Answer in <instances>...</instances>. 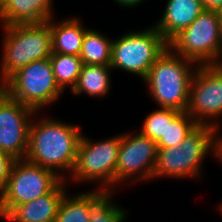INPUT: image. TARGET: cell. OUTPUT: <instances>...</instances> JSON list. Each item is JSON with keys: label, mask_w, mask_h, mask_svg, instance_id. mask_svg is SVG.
Instances as JSON below:
<instances>
[{"label": "cell", "mask_w": 222, "mask_h": 222, "mask_svg": "<svg viewBox=\"0 0 222 222\" xmlns=\"http://www.w3.org/2000/svg\"><path fill=\"white\" fill-rule=\"evenodd\" d=\"M81 130L79 125L64 123L58 119L41 117L36 120L33 117L24 159L53 171L62 180H67L63 174L68 171L70 176L74 170Z\"/></svg>", "instance_id": "cell-1"}, {"label": "cell", "mask_w": 222, "mask_h": 222, "mask_svg": "<svg viewBox=\"0 0 222 222\" xmlns=\"http://www.w3.org/2000/svg\"><path fill=\"white\" fill-rule=\"evenodd\" d=\"M218 133L212 126L198 125L179 146L158 148L153 179L199 178L203 171L201 164L209 153L219 159Z\"/></svg>", "instance_id": "cell-2"}, {"label": "cell", "mask_w": 222, "mask_h": 222, "mask_svg": "<svg viewBox=\"0 0 222 222\" xmlns=\"http://www.w3.org/2000/svg\"><path fill=\"white\" fill-rule=\"evenodd\" d=\"M197 66L192 60L166 48L143 80L159 108L187 110L190 83Z\"/></svg>", "instance_id": "cell-3"}, {"label": "cell", "mask_w": 222, "mask_h": 222, "mask_svg": "<svg viewBox=\"0 0 222 222\" xmlns=\"http://www.w3.org/2000/svg\"><path fill=\"white\" fill-rule=\"evenodd\" d=\"M0 86L18 69L33 61L50 58L51 28L48 22L2 26Z\"/></svg>", "instance_id": "cell-4"}, {"label": "cell", "mask_w": 222, "mask_h": 222, "mask_svg": "<svg viewBox=\"0 0 222 222\" xmlns=\"http://www.w3.org/2000/svg\"><path fill=\"white\" fill-rule=\"evenodd\" d=\"M94 141L82 133L77 146L76 164L69 179L78 183L95 181L99 183V190L114 193L121 134Z\"/></svg>", "instance_id": "cell-5"}, {"label": "cell", "mask_w": 222, "mask_h": 222, "mask_svg": "<svg viewBox=\"0 0 222 222\" xmlns=\"http://www.w3.org/2000/svg\"><path fill=\"white\" fill-rule=\"evenodd\" d=\"M168 42L150 25L142 31H128L112 41L110 67L137 75L144 80Z\"/></svg>", "instance_id": "cell-6"}, {"label": "cell", "mask_w": 222, "mask_h": 222, "mask_svg": "<svg viewBox=\"0 0 222 222\" xmlns=\"http://www.w3.org/2000/svg\"><path fill=\"white\" fill-rule=\"evenodd\" d=\"M0 88L36 112L55 103L63 93L55 81L49 58L33 61L18 69Z\"/></svg>", "instance_id": "cell-7"}, {"label": "cell", "mask_w": 222, "mask_h": 222, "mask_svg": "<svg viewBox=\"0 0 222 222\" xmlns=\"http://www.w3.org/2000/svg\"><path fill=\"white\" fill-rule=\"evenodd\" d=\"M168 47L198 65L222 64L219 11L204 9L168 42Z\"/></svg>", "instance_id": "cell-8"}, {"label": "cell", "mask_w": 222, "mask_h": 222, "mask_svg": "<svg viewBox=\"0 0 222 222\" xmlns=\"http://www.w3.org/2000/svg\"><path fill=\"white\" fill-rule=\"evenodd\" d=\"M62 179L53 171L25 159L15 160L0 194V218L14 207L48 194Z\"/></svg>", "instance_id": "cell-9"}, {"label": "cell", "mask_w": 222, "mask_h": 222, "mask_svg": "<svg viewBox=\"0 0 222 222\" xmlns=\"http://www.w3.org/2000/svg\"><path fill=\"white\" fill-rule=\"evenodd\" d=\"M186 112L198 125L219 131L222 116V64L198 65L191 83Z\"/></svg>", "instance_id": "cell-10"}, {"label": "cell", "mask_w": 222, "mask_h": 222, "mask_svg": "<svg viewBox=\"0 0 222 222\" xmlns=\"http://www.w3.org/2000/svg\"><path fill=\"white\" fill-rule=\"evenodd\" d=\"M157 152L156 141L140 132L122 133L116 167V187L126 180L133 181L131 184L153 180Z\"/></svg>", "instance_id": "cell-11"}, {"label": "cell", "mask_w": 222, "mask_h": 222, "mask_svg": "<svg viewBox=\"0 0 222 222\" xmlns=\"http://www.w3.org/2000/svg\"><path fill=\"white\" fill-rule=\"evenodd\" d=\"M37 113L0 88V149L15 160L26 156L30 124Z\"/></svg>", "instance_id": "cell-12"}, {"label": "cell", "mask_w": 222, "mask_h": 222, "mask_svg": "<svg viewBox=\"0 0 222 222\" xmlns=\"http://www.w3.org/2000/svg\"><path fill=\"white\" fill-rule=\"evenodd\" d=\"M61 180L48 194L14 207L3 219L8 222H55L62 198L67 193Z\"/></svg>", "instance_id": "cell-13"}, {"label": "cell", "mask_w": 222, "mask_h": 222, "mask_svg": "<svg viewBox=\"0 0 222 222\" xmlns=\"http://www.w3.org/2000/svg\"><path fill=\"white\" fill-rule=\"evenodd\" d=\"M53 0H4L0 9L1 26L41 24L55 18Z\"/></svg>", "instance_id": "cell-14"}, {"label": "cell", "mask_w": 222, "mask_h": 222, "mask_svg": "<svg viewBox=\"0 0 222 222\" xmlns=\"http://www.w3.org/2000/svg\"><path fill=\"white\" fill-rule=\"evenodd\" d=\"M203 10L201 0H167L164 13L154 27L169 42L190 26Z\"/></svg>", "instance_id": "cell-15"}, {"label": "cell", "mask_w": 222, "mask_h": 222, "mask_svg": "<svg viewBox=\"0 0 222 222\" xmlns=\"http://www.w3.org/2000/svg\"><path fill=\"white\" fill-rule=\"evenodd\" d=\"M52 51L64 55L80 56L86 28L80 18L68 17L60 22L51 18Z\"/></svg>", "instance_id": "cell-16"}, {"label": "cell", "mask_w": 222, "mask_h": 222, "mask_svg": "<svg viewBox=\"0 0 222 222\" xmlns=\"http://www.w3.org/2000/svg\"><path fill=\"white\" fill-rule=\"evenodd\" d=\"M108 192L99 189L68 196L66 193L61 200L55 222H90L93 207Z\"/></svg>", "instance_id": "cell-17"}, {"label": "cell", "mask_w": 222, "mask_h": 222, "mask_svg": "<svg viewBox=\"0 0 222 222\" xmlns=\"http://www.w3.org/2000/svg\"><path fill=\"white\" fill-rule=\"evenodd\" d=\"M112 69L106 65L83 64L78 81L71 91L73 95L85 93L89 97H104L111 90L110 73Z\"/></svg>", "instance_id": "cell-18"}, {"label": "cell", "mask_w": 222, "mask_h": 222, "mask_svg": "<svg viewBox=\"0 0 222 222\" xmlns=\"http://www.w3.org/2000/svg\"><path fill=\"white\" fill-rule=\"evenodd\" d=\"M112 41L99 30L87 28L80 54L83 64L110 66Z\"/></svg>", "instance_id": "cell-19"}, {"label": "cell", "mask_w": 222, "mask_h": 222, "mask_svg": "<svg viewBox=\"0 0 222 222\" xmlns=\"http://www.w3.org/2000/svg\"><path fill=\"white\" fill-rule=\"evenodd\" d=\"M197 126L196 121L186 111L167 108V130L156 142L157 148L179 146Z\"/></svg>", "instance_id": "cell-20"}, {"label": "cell", "mask_w": 222, "mask_h": 222, "mask_svg": "<svg viewBox=\"0 0 222 222\" xmlns=\"http://www.w3.org/2000/svg\"><path fill=\"white\" fill-rule=\"evenodd\" d=\"M49 59L59 88L64 92V89L69 87L72 91L83 66L80 56L52 53Z\"/></svg>", "instance_id": "cell-21"}, {"label": "cell", "mask_w": 222, "mask_h": 222, "mask_svg": "<svg viewBox=\"0 0 222 222\" xmlns=\"http://www.w3.org/2000/svg\"><path fill=\"white\" fill-rule=\"evenodd\" d=\"M113 193L108 192L92 209L90 222H126L127 212L113 200ZM115 203V204H114Z\"/></svg>", "instance_id": "cell-22"}, {"label": "cell", "mask_w": 222, "mask_h": 222, "mask_svg": "<svg viewBox=\"0 0 222 222\" xmlns=\"http://www.w3.org/2000/svg\"><path fill=\"white\" fill-rule=\"evenodd\" d=\"M141 127V134L157 142L167 130V108H159L147 114Z\"/></svg>", "instance_id": "cell-23"}, {"label": "cell", "mask_w": 222, "mask_h": 222, "mask_svg": "<svg viewBox=\"0 0 222 222\" xmlns=\"http://www.w3.org/2000/svg\"><path fill=\"white\" fill-rule=\"evenodd\" d=\"M15 159L0 149V194L5 190Z\"/></svg>", "instance_id": "cell-24"}, {"label": "cell", "mask_w": 222, "mask_h": 222, "mask_svg": "<svg viewBox=\"0 0 222 222\" xmlns=\"http://www.w3.org/2000/svg\"><path fill=\"white\" fill-rule=\"evenodd\" d=\"M204 9L206 10H222V0H201Z\"/></svg>", "instance_id": "cell-25"}, {"label": "cell", "mask_w": 222, "mask_h": 222, "mask_svg": "<svg viewBox=\"0 0 222 222\" xmlns=\"http://www.w3.org/2000/svg\"><path fill=\"white\" fill-rule=\"evenodd\" d=\"M146 0H114L115 3H118L119 6L124 8H133L135 6H139Z\"/></svg>", "instance_id": "cell-26"}, {"label": "cell", "mask_w": 222, "mask_h": 222, "mask_svg": "<svg viewBox=\"0 0 222 222\" xmlns=\"http://www.w3.org/2000/svg\"><path fill=\"white\" fill-rule=\"evenodd\" d=\"M219 21H220L221 58H222V10L219 11Z\"/></svg>", "instance_id": "cell-27"}, {"label": "cell", "mask_w": 222, "mask_h": 222, "mask_svg": "<svg viewBox=\"0 0 222 222\" xmlns=\"http://www.w3.org/2000/svg\"><path fill=\"white\" fill-rule=\"evenodd\" d=\"M222 162V135L219 134V159Z\"/></svg>", "instance_id": "cell-28"}, {"label": "cell", "mask_w": 222, "mask_h": 222, "mask_svg": "<svg viewBox=\"0 0 222 222\" xmlns=\"http://www.w3.org/2000/svg\"><path fill=\"white\" fill-rule=\"evenodd\" d=\"M219 210L222 212V203L221 204H219Z\"/></svg>", "instance_id": "cell-29"}, {"label": "cell", "mask_w": 222, "mask_h": 222, "mask_svg": "<svg viewBox=\"0 0 222 222\" xmlns=\"http://www.w3.org/2000/svg\"><path fill=\"white\" fill-rule=\"evenodd\" d=\"M3 1H4V0H0V9H1V6H2V4H3Z\"/></svg>", "instance_id": "cell-30"}]
</instances>
